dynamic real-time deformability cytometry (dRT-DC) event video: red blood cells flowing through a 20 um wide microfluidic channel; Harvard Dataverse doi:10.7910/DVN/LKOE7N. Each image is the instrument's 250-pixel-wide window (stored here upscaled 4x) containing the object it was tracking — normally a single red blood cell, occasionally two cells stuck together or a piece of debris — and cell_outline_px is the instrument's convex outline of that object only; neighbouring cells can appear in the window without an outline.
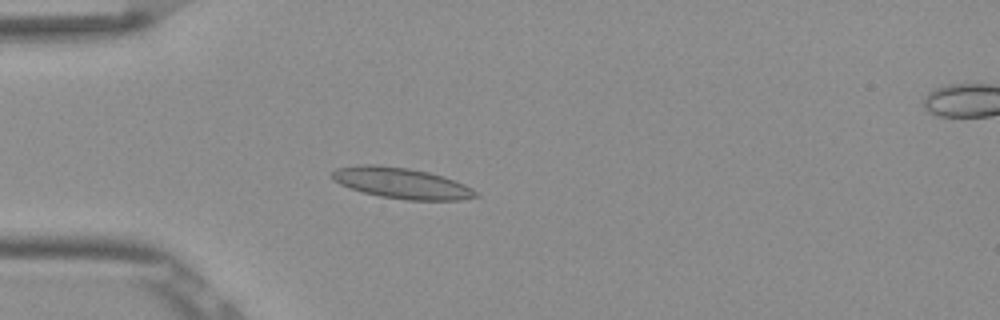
{"species": "Egyptian fruit bat (a non-hibernating species)", "species_latin": "Rousettus aegyptiacus", "temperature_condition": "room temperature", "stored_images_in_passage": 49, "camera_frame_rate_fps": 3000, "um_per_image_px": 0.085, "frame": {"image": 1, "passage_image": 11, "time_ms": 3.333, "image_size_px": [1000, 320], "cell_outline_px": [[480, 196], [460, 200], [404, 200], [380, 196], [364, 192], [340, 184], [332, 180], [332, 172], [336, 168], [364, 164], [376, 164], [408, 168], [428, 172], [464, 184], [472, 188]], "centroid_in_image_um": [34.12, 15.57], "position_along_channel_um": 50.9, "area_um2": 25.61}}
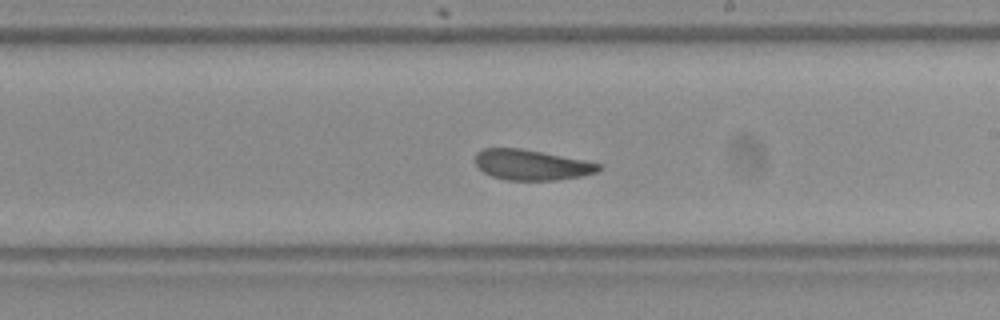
{"frame": {"image": 2, "passage_image": 27, "time_ms": 8.667, "image_size_px": [1000, 320], "cell_outline_px": [[604, 168], [596, 172], [580, 176], [556, 180], [508, 180], [492, 176], [484, 172], [476, 164], [476, 152], [484, 148], [520, 148], [584, 160], [604, 164]], "centroid_in_image_um": [45.21, 14.01], "position_along_channel_um": 243.8, "area_um2": 21.79}}
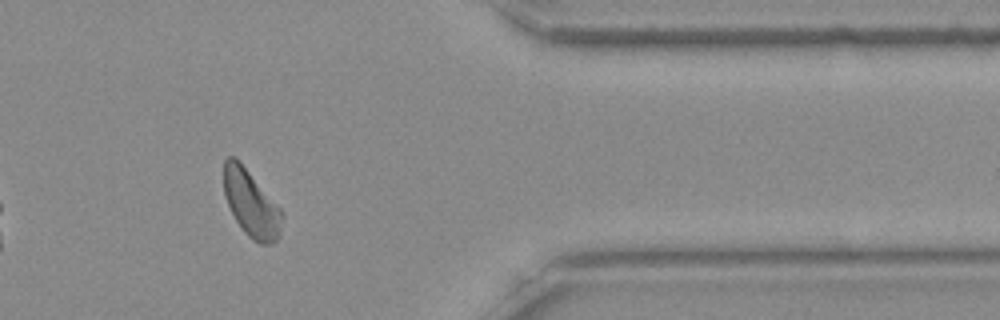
{"frame": {"image": 3, "passage_image": 40, "time_ms": 13.0, "image_size_px": [1000, 320], "cell_outline_px": [[284, 216], [280, 236], [272, 244], [260, 244], [252, 240], [244, 232], [236, 220], [224, 196], [224, 160], [228, 156], [236, 156], [240, 160], [284, 212]], "centroid_in_image_um": [21.37, 17.3], "position_along_channel_um": 390.0, "area_um2": 23.0}, "authors_computed_cell_mechanics": {"area_um2": 22.7732, "velocity_mm_per_s": 3.8389, "shape_relaxation_time_tau1_ms": 5.4371, "shape_relaxation_time_tau2_ms": 4.209, "deformation_change_tau1": 0.1535, "deformation_change_tau2": 0.0908}}